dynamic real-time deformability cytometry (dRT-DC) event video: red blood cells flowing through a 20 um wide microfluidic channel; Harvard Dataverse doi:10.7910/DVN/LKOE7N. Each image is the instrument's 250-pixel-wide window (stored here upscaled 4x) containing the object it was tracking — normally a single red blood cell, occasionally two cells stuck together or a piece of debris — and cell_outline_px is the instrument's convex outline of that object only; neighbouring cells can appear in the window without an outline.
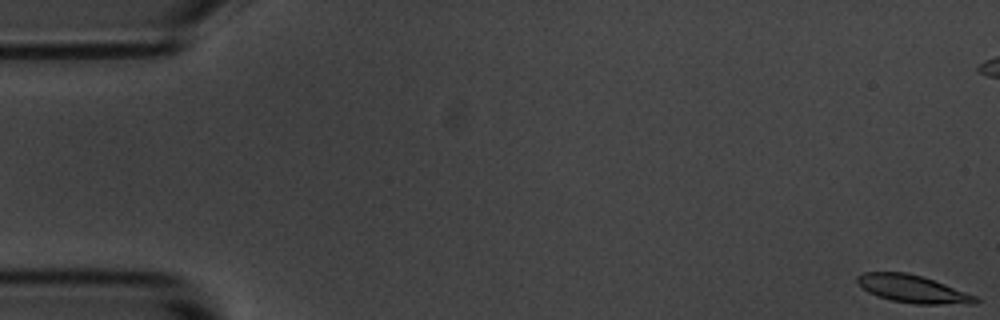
{"species": "common noctule bat (a hibernating species)", "species_latin": "Nyctalus noctula", "temperature_condition": "room temperature", "stored_images_in_passage": 6, "camera_frame_rate_fps": 3000, "um_per_image_px": 0.085, "animal": {"sex": "male", "body_mass_g": 20.1, "forearm_length_mm": 53.5}, "frame": {"image": 1, "passage_image": 1, "time_ms": 0.0, "image_size_px": [1000, 320], "cell_outline_px": [[980, 300], [976, 304], [912, 304], [892, 300], [876, 296], [868, 292], [856, 280], [856, 276], [864, 272], [904, 272], [920, 276], [944, 284], [976, 296]], "centroid_in_image_um": [77.58, 24.57], "position_along_channel_um": 7.4, "area_um2": 18.84}}